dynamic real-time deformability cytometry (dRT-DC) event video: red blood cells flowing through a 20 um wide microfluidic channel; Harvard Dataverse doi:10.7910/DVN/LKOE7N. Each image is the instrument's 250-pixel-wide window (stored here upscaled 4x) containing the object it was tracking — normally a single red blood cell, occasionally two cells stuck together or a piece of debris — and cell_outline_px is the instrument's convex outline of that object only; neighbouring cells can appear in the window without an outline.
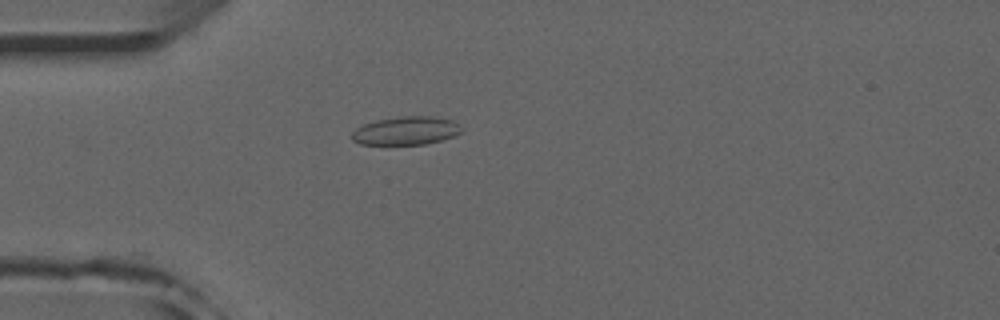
{"species": "common noctule bat (a hibernating species)", "species_latin": "Nyctalus noctula", "temperature_condition": "room temperature", "stored_images_in_passage": 52, "camera_frame_rate_fps": 3000, "um_per_image_px": 0.085, "animal": {"sex": "male", "forearm_length_mm": 52.5}, "frame": {"image": 1, "passage_image": 15, "time_ms": 4.667, "image_size_px": [1000, 320], "cell_outline_px": [[464, 128], [460, 132], [452, 136], [440, 140], [424, 144], [360, 144], [352, 140], [352, 132], [356, 128], [364, 124], [376, 120], [400, 116], [436, 116], [452, 120]], "centroid_in_image_um": [34.51, 11.1], "position_along_channel_um": 50.5, "area_um2": 18.03}}
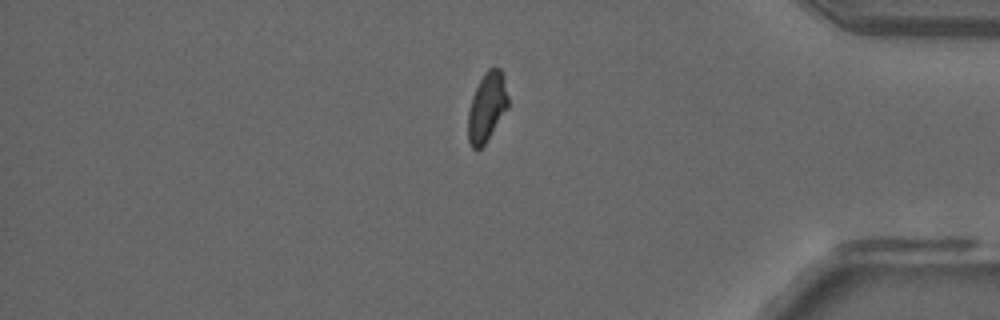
{"frame": {"image": 2, "passage_image": 44, "time_ms": 14.333, "image_size_px": [1000, 320], "cell_outline_px": [[508, 108], [484, 144], [480, 148], [472, 148], [468, 140], [468, 112], [472, 96], [484, 72], [488, 68], [500, 68], [504, 80], [508, 96]], "centroid_in_image_um": [41.38, 9.09], "position_along_channel_um": 393.8, "area_um2": 15.9}}
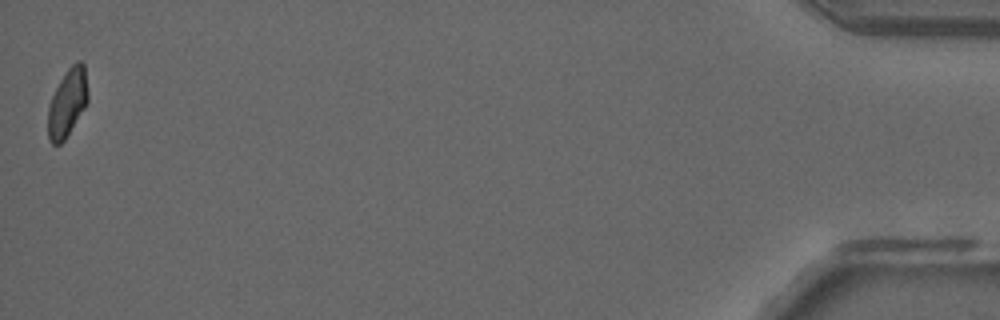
{"frame": {"image": 3, "passage_image": 52, "time_ms": 17.0, "image_size_px": [1000, 320], "cell_outline_px": [[88, 100], [84, 108], [64, 140], [60, 144], [52, 144], [48, 140], [48, 108], [52, 96], [60, 80], [68, 68], [76, 60], [80, 60], [84, 64], [88, 92]], "centroid_in_image_um": [5.73, 8.72], "position_along_channel_um": 429.5, "area_um2": 15.66}, "authors_computed_cell_mechanics": {"area_um2": 16.5019, "velocity_mm_per_s": 3.9507, "shape_relaxation_time_tau1_ms": null, "shape_relaxation_time_tau2_ms": 1.9203, "deformation_change_tau1": null, "deformation_change_tau2": 0.0753}}